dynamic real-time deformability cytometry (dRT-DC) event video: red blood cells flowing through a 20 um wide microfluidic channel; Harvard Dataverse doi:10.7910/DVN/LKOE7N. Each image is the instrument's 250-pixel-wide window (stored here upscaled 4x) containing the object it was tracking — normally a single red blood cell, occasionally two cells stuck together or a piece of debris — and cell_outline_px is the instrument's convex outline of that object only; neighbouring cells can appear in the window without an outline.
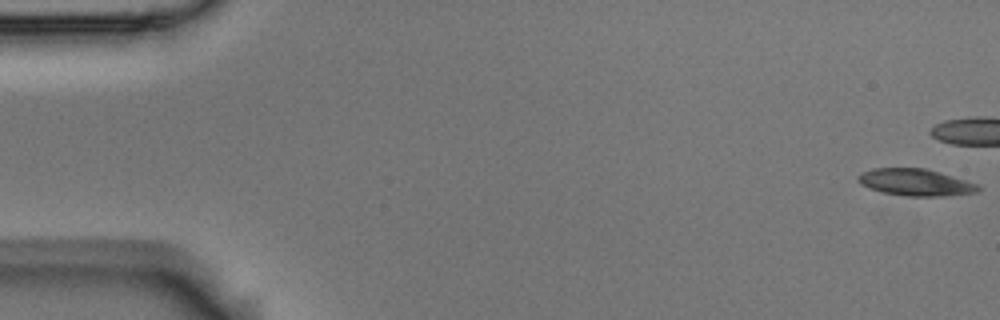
{"species": "Egyptian fruit bat (a non-hibernating species)", "species_latin": "Rousettus aegyptiacus", "temperature_condition": "room temperature", "stored_images_in_passage": 43, "camera_frame_rate_fps": 3000, "um_per_image_px": 0.085, "animal": {"sex": "male"}, "frame": {"image": 1, "passage_image": 1, "time_ms": 0.0, "image_size_px": [1000, 320], "cell_outline_px": [[980, 188], [976, 192], [944, 196], [908, 196], [880, 192], [868, 188], [860, 184], [856, 180], [856, 176], [860, 172], [872, 168], [924, 168], [940, 172], [976, 184]], "centroid_in_image_um": [77.71, 15.49], "position_along_channel_um": 7.3, "area_um2": 18.84}}
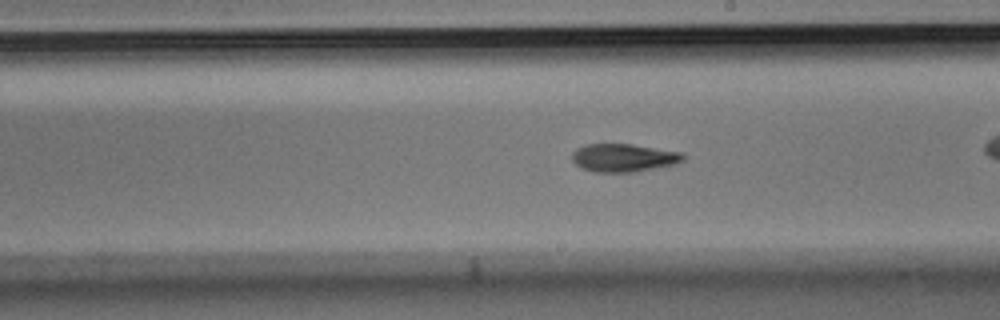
{"frame": {"image": 2, "passage_image": 31, "time_ms": 10.0, "image_size_px": [1000, 320], "cell_outline_px": [[684, 160], [676, 164], [632, 172], [596, 172], [580, 168], [572, 160], [572, 152], [576, 148], [588, 144], [632, 144], [684, 152]], "centroid_in_image_um": [53.01, 13.4], "position_along_channel_um": 236.0, "area_um2": 18.26}}
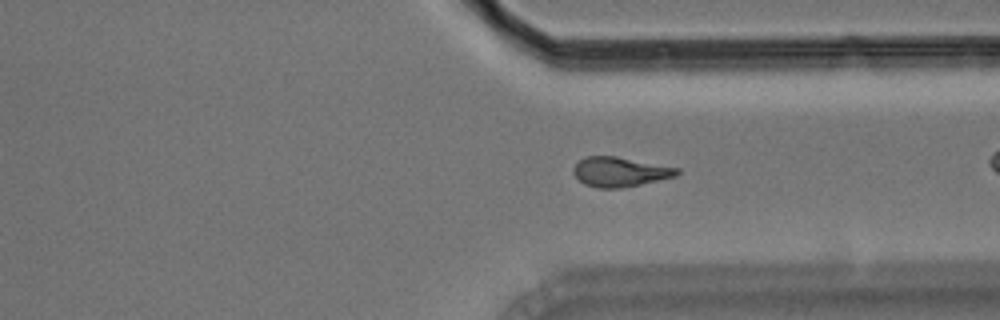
{"frame": {"image": 3, "passage_image": 41, "time_ms": 13.333, "image_size_px": [1000, 320], "cell_outline_px": [[680, 172], [676, 176], [640, 184], [620, 188], [596, 188], [584, 184], [572, 172], [572, 168], [584, 156], [616, 156], [680, 168]], "centroid_in_image_um": [52.68, 14.6], "position_along_channel_um": 358.7, "area_um2": 17.86}}